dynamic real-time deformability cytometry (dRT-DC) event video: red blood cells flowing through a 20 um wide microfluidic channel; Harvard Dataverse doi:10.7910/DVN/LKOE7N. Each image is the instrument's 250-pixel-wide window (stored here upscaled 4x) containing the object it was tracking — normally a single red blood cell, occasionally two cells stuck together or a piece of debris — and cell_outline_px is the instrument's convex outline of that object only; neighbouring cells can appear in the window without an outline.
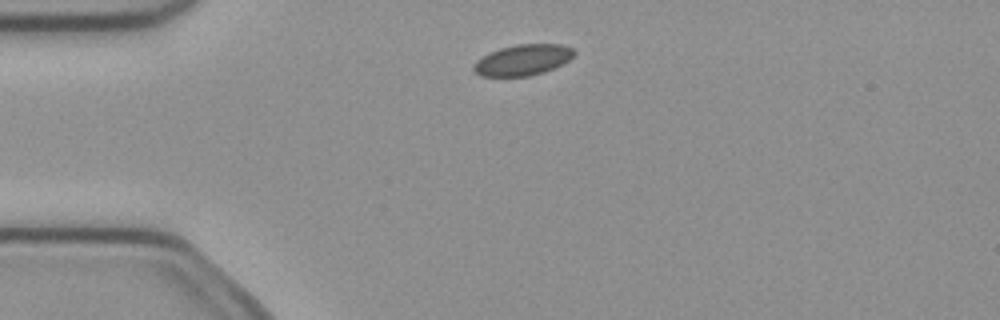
{"species": "common noctule bat (a hibernating species)", "species_latin": "Nyctalus noctula", "temperature_condition": "cold", "stored_images_in_passage": 4, "camera_frame_rate_fps": 3000, "um_per_image_px": 0.085, "animal": {"sex": "female", "body_mass_g": 21.9}, "frame": {"image": 1, "passage_image": 1, "time_ms": 0.0, "image_size_px": [1000, 320], "cell_outline_px": [[576, 52], [568, 60], [544, 72], [528, 76], [480, 76], [472, 68], [472, 64], [476, 60], [488, 52], [500, 48], [516, 44], [560, 44], [572, 48]], "centroid_in_image_um": [44.38, 5.09], "position_along_channel_um": 40.6, "area_um2": 18.03}}
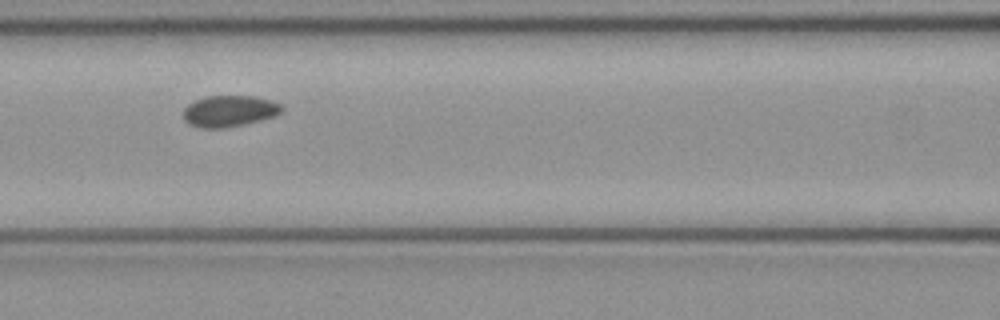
{"frame": {"image": 2, "passage_image": 4, "time_ms": 1.0, "image_size_px": [1000, 320], "cell_outline_px": [[284, 112], [276, 116], [244, 124], [224, 128], [200, 128], [188, 124], [184, 120], [184, 108], [188, 104], [196, 100], [208, 96], [256, 96], [272, 100], [280, 104], [284, 108]], "centroid_in_image_um": [19.53, 9.44], "position_along_channel_um": 147.1, "area_um2": 18.15}}